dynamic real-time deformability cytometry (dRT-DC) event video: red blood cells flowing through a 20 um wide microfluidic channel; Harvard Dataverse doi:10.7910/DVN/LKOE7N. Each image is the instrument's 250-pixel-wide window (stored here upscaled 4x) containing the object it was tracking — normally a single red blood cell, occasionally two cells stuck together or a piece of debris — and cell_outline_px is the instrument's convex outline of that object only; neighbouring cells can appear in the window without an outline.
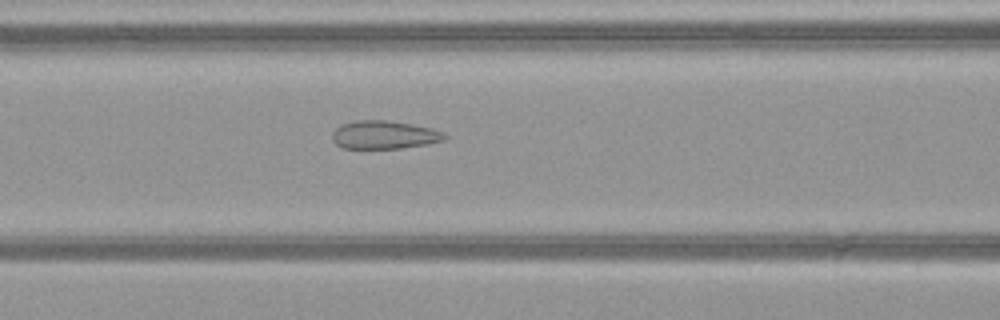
{"species": "common noctule bat (a hibernating species)", "species_latin": "Nyctalus noctula", "temperature_condition": "warm", "stored_images_in_passage": 38, "camera_frame_rate_fps": 3000, "um_per_image_px": 0.085, "animal": {"sex": "female", "body_mass_g": 21.9}, "frame": {"image": 1, "passage_image": 9, "time_ms": 2.667, "image_size_px": [1000, 320], "cell_outline_px": [[448, 136], [444, 140], [428, 144], [400, 148], [344, 148], [336, 144], [332, 140], [332, 132], [340, 124], [356, 120], [388, 120], [412, 124], [432, 128]], "centroid_in_image_um": [32.63, 11.45], "position_along_channel_um": 134.0, "area_um2": 18.5}}
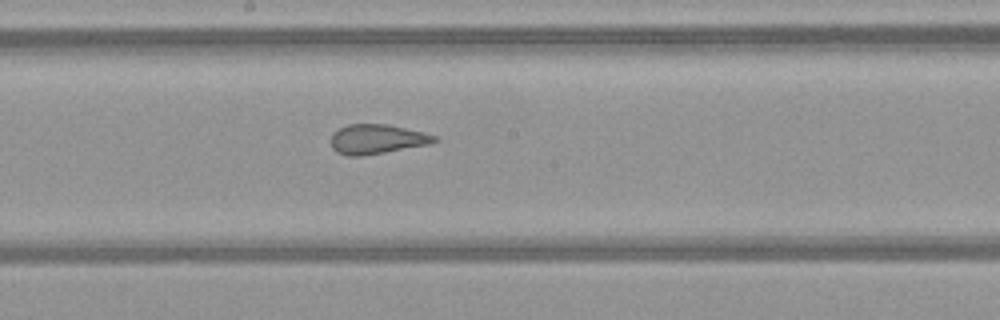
{"frame": {"image": 2, "passage_image": 15, "time_ms": 4.667, "image_size_px": [1000, 320], "cell_outline_px": [[440, 140], [428, 144], [384, 152], [360, 156], [348, 156], [336, 152], [332, 148], [332, 132], [348, 124], [388, 124], [424, 132], [436, 136]], "centroid_in_image_um": [32.03, 11.82], "position_along_channel_um": 216.2, "area_um2": 17.74}}
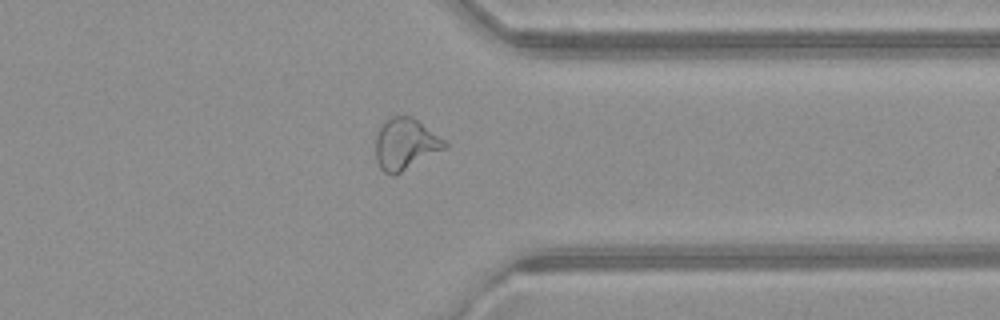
{"frame": {"image": 3, "passage_image": 27, "time_ms": 8.667, "image_size_px": [1000, 320], "cell_outline_px": [[448, 148], [396, 176], [392, 176], [384, 172], [380, 168], [376, 160], [376, 132], [384, 120], [392, 116], [412, 116], [448, 140]], "centroid_in_image_um": [34.5, 12.26], "position_along_channel_um": 376.9, "area_um2": 21.5}, "authors_computed_cell_mechanics": {"area_um2": 19.2763, "velocity_mm_per_s": 4.0975, "shape_relaxation_time_tau1_ms": null, "shape_relaxation_time_tau2_ms": 1.0852, "deformation_change_tau1": null, "deformation_change_tau2": 0.0924}}